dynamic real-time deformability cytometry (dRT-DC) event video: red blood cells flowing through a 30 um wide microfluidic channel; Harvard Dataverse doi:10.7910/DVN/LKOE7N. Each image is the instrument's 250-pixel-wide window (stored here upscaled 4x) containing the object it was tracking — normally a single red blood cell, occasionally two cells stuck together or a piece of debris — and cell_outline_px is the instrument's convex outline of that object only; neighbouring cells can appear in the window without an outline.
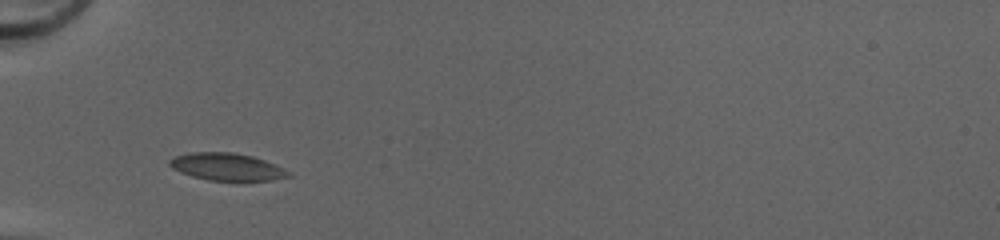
{"species": "common noctule bat (a hibernating species)", "species_latin": "Nyctalus noctula", "temperature_condition": "cold", "stored_images_in_passage": 36, "camera_frame_rate_fps": 3000, "um_per_image_px": 0.085, "animal": {"sex": "female", "body_mass_g": 20.0, "forearm_length_mm": 54.0}, "frame": {"image": 1, "passage_image": 4, "time_ms": 1.0, "image_size_px": [1000, 240], "cell_outline_px": [[292, 176], [272, 180], [208, 180], [192, 176], [180, 172], [172, 168], [168, 164], [168, 160], [176, 156], [188, 152], [232, 152], [252, 156], [276, 164], [292, 172]], "centroid_in_image_um": [19.3, 14.17], "position_along_channel_um": 65.7, "area_um2": 19.02}}
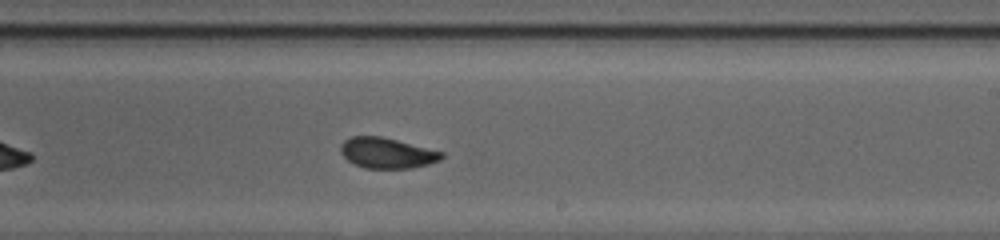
{"frame": {"image": 2, "passage_image": 18, "time_ms": 5.667, "image_size_px": [1000, 240], "cell_outline_px": [[444, 156], [440, 160], [428, 164], [412, 168], [364, 168], [352, 164], [340, 152], [340, 144], [344, 140], [352, 136], [380, 136], [444, 152]], "centroid_in_image_um": [32.87, 13.01], "position_along_channel_um": 256.1, "area_um2": 17.98}}
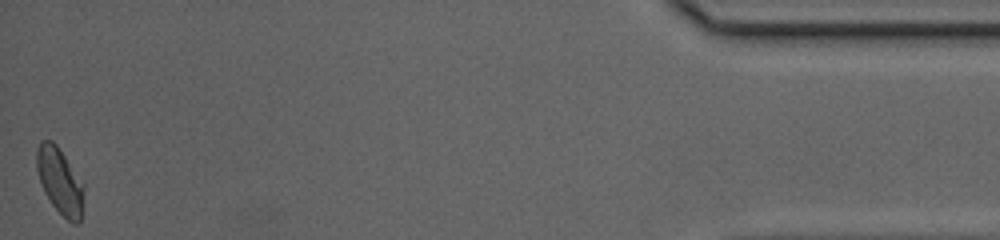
{"frame": {"image": 3, "passage_image": 36, "time_ms": 11.667, "image_size_px": [1000, 240], "cell_outline_px": [[84, 184], [80, 220], [76, 224], [72, 224], [52, 204], [44, 192], [36, 168], [36, 148], [40, 140], [52, 140], [56, 144]], "centroid_in_image_um": [5.06, 15.35], "position_along_channel_um": 430.1, "area_um2": 17.92}, "authors_computed_cell_mechanics": {"area_um2": 18.2359, "velocity_mm_per_s": 4.2093, "shape_relaxation_time_tau1_ms": 4.1007, "shape_relaxation_time_tau2_ms": 1.0084, "deformation_change_tau1": 0.1073, "deformation_change_tau2": 0.0532}}